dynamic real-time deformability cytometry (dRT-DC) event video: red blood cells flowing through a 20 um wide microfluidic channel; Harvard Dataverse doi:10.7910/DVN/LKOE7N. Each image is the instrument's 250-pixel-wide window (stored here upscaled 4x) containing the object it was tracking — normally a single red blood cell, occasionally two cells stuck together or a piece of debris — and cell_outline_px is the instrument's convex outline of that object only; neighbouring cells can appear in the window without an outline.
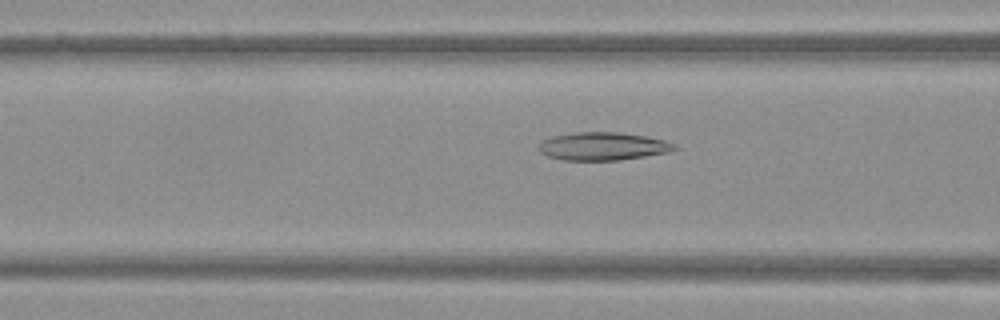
{"species": "Egyptian fruit bat (a non-hibernating species)", "species_latin": "Rousettus aegyptiacus", "temperature_condition": "warm", "stored_images_in_passage": 50, "camera_frame_rate_fps": 3000, "um_per_image_px": 0.085, "frame": {"image": 1, "passage_image": 20, "time_ms": 6.333, "image_size_px": [1000, 320], "cell_outline_px": [[680, 148], [668, 152], [620, 160], [564, 160], [548, 156], [540, 152], [536, 148], [540, 140], [552, 136], [576, 132], [620, 132], [644, 136], [664, 140], [676, 144]], "centroid_in_image_um": [51.21, 12.43], "position_along_channel_um": 115.4, "area_um2": 22.31}}
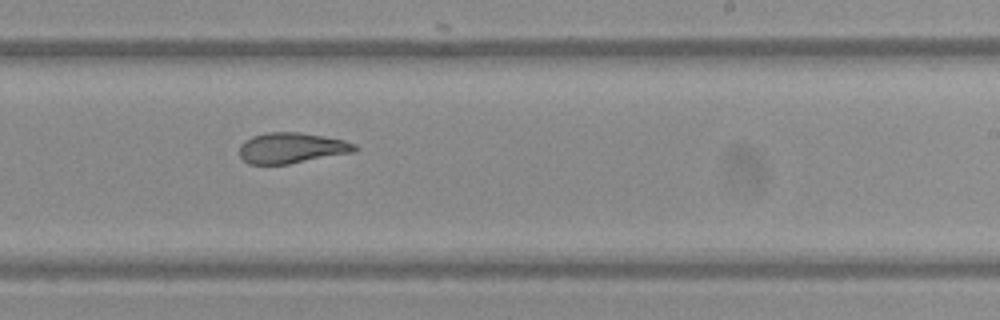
{"frame": {"image": 2, "passage_image": 31, "time_ms": 10.0, "image_size_px": [1000, 320], "cell_outline_px": [[360, 148], [356, 152], [288, 164], [248, 164], [240, 156], [240, 144], [244, 140], [252, 136], [264, 132], [300, 132], [344, 140], [356, 144]], "centroid_in_image_um": [24.8, 12.57], "position_along_channel_um": 264.2, "area_um2": 20.81}}
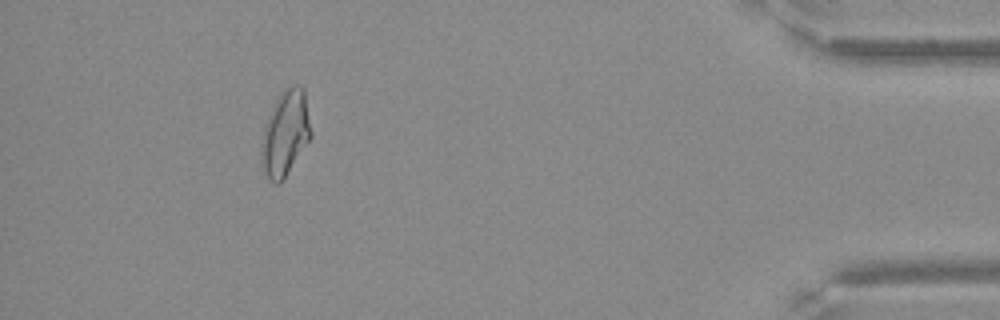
{"frame": {"image": 3, "passage_image": 46, "time_ms": 15.0, "image_size_px": [1000, 320], "cell_outline_px": [[312, 136], [284, 180], [280, 184], [276, 184], [268, 176], [264, 168], [260, 156], [260, 144], [264, 124], [280, 92], [284, 88], [292, 84], [300, 84], [304, 88], [312, 132]], "centroid_in_image_um": [24.26, 11.29], "position_along_channel_um": 410.9, "area_um2": 24.97}}